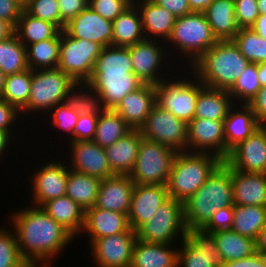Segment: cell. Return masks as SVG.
<instances>
[{
  "mask_svg": "<svg viewBox=\"0 0 266 267\" xmlns=\"http://www.w3.org/2000/svg\"><path fill=\"white\" fill-rule=\"evenodd\" d=\"M233 41L250 63H266V39L261 38L251 28L239 29Z\"/></svg>",
  "mask_w": 266,
  "mask_h": 267,
  "instance_id": "f6af8a7d",
  "label": "cell"
},
{
  "mask_svg": "<svg viewBox=\"0 0 266 267\" xmlns=\"http://www.w3.org/2000/svg\"><path fill=\"white\" fill-rule=\"evenodd\" d=\"M29 69L27 48L13 32L6 39L0 40V70L7 76Z\"/></svg>",
  "mask_w": 266,
  "mask_h": 267,
  "instance_id": "f35d334b",
  "label": "cell"
},
{
  "mask_svg": "<svg viewBox=\"0 0 266 267\" xmlns=\"http://www.w3.org/2000/svg\"><path fill=\"white\" fill-rule=\"evenodd\" d=\"M24 9L32 16L52 22L61 30L65 23L61 19L58 0H25Z\"/></svg>",
  "mask_w": 266,
  "mask_h": 267,
  "instance_id": "c3c4849f",
  "label": "cell"
},
{
  "mask_svg": "<svg viewBox=\"0 0 266 267\" xmlns=\"http://www.w3.org/2000/svg\"><path fill=\"white\" fill-rule=\"evenodd\" d=\"M139 130L144 139L167 145L177 152L187 151V123L157 104Z\"/></svg>",
  "mask_w": 266,
  "mask_h": 267,
  "instance_id": "5bb4252c",
  "label": "cell"
},
{
  "mask_svg": "<svg viewBox=\"0 0 266 267\" xmlns=\"http://www.w3.org/2000/svg\"><path fill=\"white\" fill-rule=\"evenodd\" d=\"M250 62L233 40L217 41L188 70L205 86L229 91Z\"/></svg>",
  "mask_w": 266,
  "mask_h": 267,
  "instance_id": "3957f363",
  "label": "cell"
},
{
  "mask_svg": "<svg viewBox=\"0 0 266 267\" xmlns=\"http://www.w3.org/2000/svg\"><path fill=\"white\" fill-rule=\"evenodd\" d=\"M23 10L24 3L21 0H0V19L5 20L13 28Z\"/></svg>",
  "mask_w": 266,
  "mask_h": 267,
  "instance_id": "db71d44e",
  "label": "cell"
},
{
  "mask_svg": "<svg viewBox=\"0 0 266 267\" xmlns=\"http://www.w3.org/2000/svg\"><path fill=\"white\" fill-rule=\"evenodd\" d=\"M13 210L7 216L8 225L16 234L20 254L31 267L54 265L56 258L75 243L76 238L42 207L29 204Z\"/></svg>",
  "mask_w": 266,
  "mask_h": 267,
  "instance_id": "6da1fadb",
  "label": "cell"
},
{
  "mask_svg": "<svg viewBox=\"0 0 266 267\" xmlns=\"http://www.w3.org/2000/svg\"><path fill=\"white\" fill-rule=\"evenodd\" d=\"M6 224H0V267H31L20 254L14 230Z\"/></svg>",
  "mask_w": 266,
  "mask_h": 267,
  "instance_id": "bcb514c9",
  "label": "cell"
},
{
  "mask_svg": "<svg viewBox=\"0 0 266 267\" xmlns=\"http://www.w3.org/2000/svg\"><path fill=\"white\" fill-rule=\"evenodd\" d=\"M63 30L75 39L97 42L103 47L112 45V21L101 17L89 6L70 20Z\"/></svg>",
  "mask_w": 266,
  "mask_h": 267,
  "instance_id": "44dd1931",
  "label": "cell"
},
{
  "mask_svg": "<svg viewBox=\"0 0 266 267\" xmlns=\"http://www.w3.org/2000/svg\"><path fill=\"white\" fill-rule=\"evenodd\" d=\"M220 267H266V256L256 252L240 260L223 262Z\"/></svg>",
  "mask_w": 266,
  "mask_h": 267,
  "instance_id": "680465c9",
  "label": "cell"
},
{
  "mask_svg": "<svg viewBox=\"0 0 266 267\" xmlns=\"http://www.w3.org/2000/svg\"><path fill=\"white\" fill-rule=\"evenodd\" d=\"M35 267H55V265H41V266H35Z\"/></svg>",
  "mask_w": 266,
  "mask_h": 267,
  "instance_id": "89a4df30",
  "label": "cell"
},
{
  "mask_svg": "<svg viewBox=\"0 0 266 267\" xmlns=\"http://www.w3.org/2000/svg\"><path fill=\"white\" fill-rule=\"evenodd\" d=\"M155 104V85L143 83L139 88L128 93L113 110L133 130H139Z\"/></svg>",
  "mask_w": 266,
  "mask_h": 267,
  "instance_id": "7402d4cb",
  "label": "cell"
},
{
  "mask_svg": "<svg viewBox=\"0 0 266 267\" xmlns=\"http://www.w3.org/2000/svg\"><path fill=\"white\" fill-rule=\"evenodd\" d=\"M223 260L212 233L187 229L179 243L177 267H220Z\"/></svg>",
  "mask_w": 266,
  "mask_h": 267,
  "instance_id": "9a60e30c",
  "label": "cell"
},
{
  "mask_svg": "<svg viewBox=\"0 0 266 267\" xmlns=\"http://www.w3.org/2000/svg\"><path fill=\"white\" fill-rule=\"evenodd\" d=\"M42 209L56 222L67 229L76 239L83 230L85 210L68 196L48 200Z\"/></svg>",
  "mask_w": 266,
  "mask_h": 267,
  "instance_id": "f546056e",
  "label": "cell"
},
{
  "mask_svg": "<svg viewBox=\"0 0 266 267\" xmlns=\"http://www.w3.org/2000/svg\"><path fill=\"white\" fill-rule=\"evenodd\" d=\"M216 43L217 39L203 12L177 17L165 42L171 59L180 69H188Z\"/></svg>",
  "mask_w": 266,
  "mask_h": 267,
  "instance_id": "5b68a950",
  "label": "cell"
},
{
  "mask_svg": "<svg viewBox=\"0 0 266 267\" xmlns=\"http://www.w3.org/2000/svg\"><path fill=\"white\" fill-rule=\"evenodd\" d=\"M45 116L46 117L42 118L43 122L39 121L41 124L43 123L44 128H46L45 126L51 125L49 126L50 127L49 132L52 131L51 134L53 133V131L55 133L59 132L60 133L59 136H61L62 134L61 138L63 139L62 141H64L63 143L66 144L67 142H73V129L78 121L79 114L73 111L69 107L67 102L60 103L57 106L53 107ZM46 119H48V121L45 122ZM44 122L46 123L45 126H44L45 124ZM64 133L65 135H63ZM64 138L66 139L64 140Z\"/></svg>",
  "mask_w": 266,
  "mask_h": 267,
  "instance_id": "7bdbcfd3",
  "label": "cell"
},
{
  "mask_svg": "<svg viewBox=\"0 0 266 267\" xmlns=\"http://www.w3.org/2000/svg\"><path fill=\"white\" fill-rule=\"evenodd\" d=\"M183 202L167 199L136 232L137 239L155 244H179L186 238Z\"/></svg>",
  "mask_w": 266,
  "mask_h": 267,
  "instance_id": "8fae6325",
  "label": "cell"
},
{
  "mask_svg": "<svg viewBox=\"0 0 266 267\" xmlns=\"http://www.w3.org/2000/svg\"><path fill=\"white\" fill-rule=\"evenodd\" d=\"M177 153L167 145L142 138L129 177L135 184L167 185Z\"/></svg>",
  "mask_w": 266,
  "mask_h": 267,
  "instance_id": "7c38bea8",
  "label": "cell"
},
{
  "mask_svg": "<svg viewBox=\"0 0 266 267\" xmlns=\"http://www.w3.org/2000/svg\"><path fill=\"white\" fill-rule=\"evenodd\" d=\"M249 106L252 108L260 126H266V86L258 91Z\"/></svg>",
  "mask_w": 266,
  "mask_h": 267,
  "instance_id": "6f0895ef",
  "label": "cell"
},
{
  "mask_svg": "<svg viewBox=\"0 0 266 267\" xmlns=\"http://www.w3.org/2000/svg\"><path fill=\"white\" fill-rule=\"evenodd\" d=\"M5 77L6 75L0 70V98L4 90Z\"/></svg>",
  "mask_w": 266,
  "mask_h": 267,
  "instance_id": "a7ac6f4b",
  "label": "cell"
},
{
  "mask_svg": "<svg viewBox=\"0 0 266 267\" xmlns=\"http://www.w3.org/2000/svg\"><path fill=\"white\" fill-rule=\"evenodd\" d=\"M233 224V206L216 209L208 223L202 228L205 232L214 233L231 229Z\"/></svg>",
  "mask_w": 266,
  "mask_h": 267,
  "instance_id": "f5cc1de1",
  "label": "cell"
},
{
  "mask_svg": "<svg viewBox=\"0 0 266 267\" xmlns=\"http://www.w3.org/2000/svg\"><path fill=\"white\" fill-rule=\"evenodd\" d=\"M262 88L256 63H250L228 91L234 104L249 105Z\"/></svg>",
  "mask_w": 266,
  "mask_h": 267,
  "instance_id": "ee69618b",
  "label": "cell"
},
{
  "mask_svg": "<svg viewBox=\"0 0 266 267\" xmlns=\"http://www.w3.org/2000/svg\"><path fill=\"white\" fill-rule=\"evenodd\" d=\"M178 244H155L136 240L130 267H177Z\"/></svg>",
  "mask_w": 266,
  "mask_h": 267,
  "instance_id": "83f0119b",
  "label": "cell"
},
{
  "mask_svg": "<svg viewBox=\"0 0 266 267\" xmlns=\"http://www.w3.org/2000/svg\"><path fill=\"white\" fill-rule=\"evenodd\" d=\"M16 141H17V143H14ZM17 144L19 146L22 145L21 143H18V140L9 131H3L0 129V163L3 162L1 160L6 161V156L7 155L9 156V154L11 152H13L12 151L13 149H16V150L18 149L17 146L15 147V145H17ZM11 147H12V149H11ZM9 151H11V152H9Z\"/></svg>",
  "mask_w": 266,
  "mask_h": 267,
  "instance_id": "91938a15",
  "label": "cell"
},
{
  "mask_svg": "<svg viewBox=\"0 0 266 267\" xmlns=\"http://www.w3.org/2000/svg\"><path fill=\"white\" fill-rule=\"evenodd\" d=\"M102 179L83 173L68 171L66 196L78 203L85 211L94 207Z\"/></svg>",
  "mask_w": 266,
  "mask_h": 267,
  "instance_id": "d590c367",
  "label": "cell"
},
{
  "mask_svg": "<svg viewBox=\"0 0 266 267\" xmlns=\"http://www.w3.org/2000/svg\"><path fill=\"white\" fill-rule=\"evenodd\" d=\"M67 143L65 147L63 146L66 150L63 149V154L61 153L59 155H62L61 158L65 156L66 158L64 157V159L66 161L69 160L67 162L69 169L99 179H105L115 175L110 169L105 148H102L93 140Z\"/></svg>",
  "mask_w": 266,
  "mask_h": 267,
  "instance_id": "e0dca14e",
  "label": "cell"
},
{
  "mask_svg": "<svg viewBox=\"0 0 266 267\" xmlns=\"http://www.w3.org/2000/svg\"><path fill=\"white\" fill-rule=\"evenodd\" d=\"M142 138L140 130H132L105 148L110 169L114 174H130L137 159Z\"/></svg>",
  "mask_w": 266,
  "mask_h": 267,
  "instance_id": "f1b7e54d",
  "label": "cell"
},
{
  "mask_svg": "<svg viewBox=\"0 0 266 267\" xmlns=\"http://www.w3.org/2000/svg\"><path fill=\"white\" fill-rule=\"evenodd\" d=\"M233 202L266 207V174L247 173L231 167Z\"/></svg>",
  "mask_w": 266,
  "mask_h": 267,
  "instance_id": "484cf974",
  "label": "cell"
},
{
  "mask_svg": "<svg viewBox=\"0 0 266 267\" xmlns=\"http://www.w3.org/2000/svg\"><path fill=\"white\" fill-rule=\"evenodd\" d=\"M258 69V79L261 83V86H266V63L257 64Z\"/></svg>",
  "mask_w": 266,
  "mask_h": 267,
  "instance_id": "03108f58",
  "label": "cell"
},
{
  "mask_svg": "<svg viewBox=\"0 0 266 267\" xmlns=\"http://www.w3.org/2000/svg\"><path fill=\"white\" fill-rule=\"evenodd\" d=\"M155 88L158 106L187 124L194 119L199 80L188 69L181 68L172 77L156 84Z\"/></svg>",
  "mask_w": 266,
  "mask_h": 267,
  "instance_id": "ba28073f",
  "label": "cell"
},
{
  "mask_svg": "<svg viewBox=\"0 0 266 267\" xmlns=\"http://www.w3.org/2000/svg\"><path fill=\"white\" fill-rule=\"evenodd\" d=\"M217 41L233 40L239 31L234 0H214L203 12Z\"/></svg>",
  "mask_w": 266,
  "mask_h": 267,
  "instance_id": "1f68e13d",
  "label": "cell"
},
{
  "mask_svg": "<svg viewBox=\"0 0 266 267\" xmlns=\"http://www.w3.org/2000/svg\"><path fill=\"white\" fill-rule=\"evenodd\" d=\"M251 29L261 38L266 39V14L259 15Z\"/></svg>",
  "mask_w": 266,
  "mask_h": 267,
  "instance_id": "94428289",
  "label": "cell"
},
{
  "mask_svg": "<svg viewBox=\"0 0 266 267\" xmlns=\"http://www.w3.org/2000/svg\"><path fill=\"white\" fill-rule=\"evenodd\" d=\"M214 0H188L192 12H204Z\"/></svg>",
  "mask_w": 266,
  "mask_h": 267,
  "instance_id": "be15d7a7",
  "label": "cell"
},
{
  "mask_svg": "<svg viewBox=\"0 0 266 267\" xmlns=\"http://www.w3.org/2000/svg\"><path fill=\"white\" fill-rule=\"evenodd\" d=\"M86 84L99 94L105 109H114L143 83L133 72L128 47L111 45L103 47Z\"/></svg>",
  "mask_w": 266,
  "mask_h": 267,
  "instance_id": "7a4b0ae2",
  "label": "cell"
},
{
  "mask_svg": "<svg viewBox=\"0 0 266 267\" xmlns=\"http://www.w3.org/2000/svg\"><path fill=\"white\" fill-rule=\"evenodd\" d=\"M224 162L237 171L266 174V126L234 146Z\"/></svg>",
  "mask_w": 266,
  "mask_h": 267,
  "instance_id": "ac0fdd59",
  "label": "cell"
},
{
  "mask_svg": "<svg viewBox=\"0 0 266 267\" xmlns=\"http://www.w3.org/2000/svg\"><path fill=\"white\" fill-rule=\"evenodd\" d=\"M112 24V46L129 47L146 39L141 15L134 3L112 21Z\"/></svg>",
  "mask_w": 266,
  "mask_h": 267,
  "instance_id": "d6a6232c",
  "label": "cell"
},
{
  "mask_svg": "<svg viewBox=\"0 0 266 267\" xmlns=\"http://www.w3.org/2000/svg\"><path fill=\"white\" fill-rule=\"evenodd\" d=\"M266 221V207L255 205L233 206V224L231 229L256 240Z\"/></svg>",
  "mask_w": 266,
  "mask_h": 267,
  "instance_id": "8d00e7d4",
  "label": "cell"
},
{
  "mask_svg": "<svg viewBox=\"0 0 266 267\" xmlns=\"http://www.w3.org/2000/svg\"><path fill=\"white\" fill-rule=\"evenodd\" d=\"M133 129L113 109H105L98 117L93 141L102 148L114 144Z\"/></svg>",
  "mask_w": 266,
  "mask_h": 267,
  "instance_id": "74e56055",
  "label": "cell"
},
{
  "mask_svg": "<svg viewBox=\"0 0 266 267\" xmlns=\"http://www.w3.org/2000/svg\"><path fill=\"white\" fill-rule=\"evenodd\" d=\"M52 150L54 152L56 151L54 154L55 158L52 156L53 152L50 153V156V154L48 155V153L40 151L42 155L44 154V157L45 154H47L46 156L48 157H43L42 160L45 159L44 161H37V163L41 164H39V167L37 163L30 166L34 167V170L31 168L33 172H31L32 175L28 174L30 177L29 182L26 181V183H28L26 186L30 189L29 192L31 191L29 194V196H31L29 199L30 205L41 207L48 200L66 195L69 167L65 159L59 158L61 156L58 154L62 152V150H55V148ZM57 151H59L58 154ZM29 184L30 186H28Z\"/></svg>",
  "mask_w": 266,
  "mask_h": 267,
  "instance_id": "9c48e42d",
  "label": "cell"
},
{
  "mask_svg": "<svg viewBox=\"0 0 266 267\" xmlns=\"http://www.w3.org/2000/svg\"><path fill=\"white\" fill-rule=\"evenodd\" d=\"M137 232L128 231L95 239L90 248L91 262L95 267H130Z\"/></svg>",
  "mask_w": 266,
  "mask_h": 267,
  "instance_id": "2e32d148",
  "label": "cell"
},
{
  "mask_svg": "<svg viewBox=\"0 0 266 267\" xmlns=\"http://www.w3.org/2000/svg\"><path fill=\"white\" fill-rule=\"evenodd\" d=\"M99 115H79L73 129V142L93 140Z\"/></svg>",
  "mask_w": 266,
  "mask_h": 267,
  "instance_id": "816d5d0a",
  "label": "cell"
},
{
  "mask_svg": "<svg viewBox=\"0 0 266 267\" xmlns=\"http://www.w3.org/2000/svg\"><path fill=\"white\" fill-rule=\"evenodd\" d=\"M130 229L128 216L98 207H92L85 211V222L81 236H86L87 244L95 239L108 237Z\"/></svg>",
  "mask_w": 266,
  "mask_h": 267,
  "instance_id": "603a6c76",
  "label": "cell"
},
{
  "mask_svg": "<svg viewBox=\"0 0 266 267\" xmlns=\"http://www.w3.org/2000/svg\"><path fill=\"white\" fill-rule=\"evenodd\" d=\"M235 18L238 27L251 28L260 15L257 0H234Z\"/></svg>",
  "mask_w": 266,
  "mask_h": 267,
  "instance_id": "f907efd6",
  "label": "cell"
},
{
  "mask_svg": "<svg viewBox=\"0 0 266 267\" xmlns=\"http://www.w3.org/2000/svg\"><path fill=\"white\" fill-rule=\"evenodd\" d=\"M234 102L227 90L211 88L199 81L194 118L224 121Z\"/></svg>",
  "mask_w": 266,
  "mask_h": 267,
  "instance_id": "4dcf8cb0",
  "label": "cell"
},
{
  "mask_svg": "<svg viewBox=\"0 0 266 267\" xmlns=\"http://www.w3.org/2000/svg\"><path fill=\"white\" fill-rule=\"evenodd\" d=\"M222 162L210 153L178 152L167 182L169 197L184 203Z\"/></svg>",
  "mask_w": 266,
  "mask_h": 267,
  "instance_id": "52a82bcc",
  "label": "cell"
},
{
  "mask_svg": "<svg viewBox=\"0 0 266 267\" xmlns=\"http://www.w3.org/2000/svg\"><path fill=\"white\" fill-rule=\"evenodd\" d=\"M259 14H266V0H257Z\"/></svg>",
  "mask_w": 266,
  "mask_h": 267,
  "instance_id": "003e7915",
  "label": "cell"
},
{
  "mask_svg": "<svg viewBox=\"0 0 266 267\" xmlns=\"http://www.w3.org/2000/svg\"><path fill=\"white\" fill-rule=\"evenodd\" d=\"M134 185L129 175L115 174L102 179L94 206L128 216Z\"/></svg>",
  "mask_w": 266,
  "mask_h": 267,
  "instance_id": "cb8c5ba5",
  "label": "cell"
},
{
  "mask_svg": "<svg viewBox=\"0 0 266 267\" xmlns=\"http://www.w3.org/2000/svg\"><path fill=\"white\" fill-rule=\"evenodd\" d=\"M103 46L85 39H75L61 30L58 68L76 83H86Z\"/></svg>",
  "mask_w": 266,
  "mask_h": 267,
  "instance_id": "4fadbf2b",
  "label": "cell"
},
{
  "mask_svg": "<svg viewBox=\"0 0 266 267\" xmlns=\"http://www.w3.org/2000/svg\"><path fill=\"white\" fill-rule=\"evenodd\" d=\"M234 206L231 167L224 161L204 185L183 203L187 229H202L219 208Z\"/></svg>",
  "mask_w": 266,
  "mask_h": 267,
  "instance_id": "277c9868",
  "label": "cell"
},
{
  "mask_svg": "<svg viewBox=\"0 0 266 267\" xmlns=\"http://www.w3.org/2000/svg\"><path fill=\"white\" fill-rule=\"evenodd\" d=\"M141 15L146 39L166 42L171 35L176 17L151 0H133Z\"/></svg>",
  "mask_w": 266,
  "mask_h": 267,
  "instance_id": "d4e9b609",
  "label": "cell"
},
{
  "mask_svg": "<svg viewBox=\"0 0 266 267\" xmlns=\"http://www.w3.org/2000/svg\"><path fill=\"white\" fill-rule=\"evenodd\" d=\"M60 32L61 29L57 25L32 16L25 9L14 27V33L25 47L52 39Z\"/></svg>",
  "mask_w": 266,
  "mask_h": 267,
  "instance_id": "836d02e7",
  "label": "cell"
},
{
  "mask_svg": "<svg viewBox=\"0 0 266 267\" xmlns=\"http://www.w3.org/2000/svg\"><path fill=\"white\" fill-rule=\"evenodd\" d=\"M66 102L79 115H100L105 110L99 94L86 83H77Z\"/></svg>",
  "mask_w": 266,
  "mask_h": 267,
  "instance_id": "b9f144b4",
  "label": "cell"
},
{
  "mask_svg": "<svg viewBox=\"0 0 266 267\" xmlns=\"http://www.w3.org/2000/svg\"><path fill=\"white\" fill-rule=\"evenodd\" d=\"M26 124L27 123H25V121H23L21 112L16 107L11 105L10 103L5 101L4 99L0 98V129L3 131H9L19 141V143L24 144L25 142L23 139L30 138L32 141L33 139L31 137H33L35 134H36L35 136H37V134H38L35 131H33V133H32V130H34V129H31L32 127H30ZM17 126L19 127V129ZM26 127L28 129L29 128L30 129L28 130V129H26ZM17 129H18V131H17ZM28 131H30L32 133L31 135H29L30 137L27 136V134L29 133ZM25 136H27V137H25ZM18 138H20V140H22V141L20 142V140Z\"/></svg>",
  "mask_w": 266,
  "mask_h": 267,
  "instance_id": "7dc6e473",
  "label": "cell"
},
{
  "mask_svg": "<svg viewBox=\"0 0 266 267\" xmlns=\"http://www.w3.org/2000/svg\"><path fill=\"white\" fill-rule=\"evenodd\" d=\"M76 84L68 74L58 67L32 70L30 97L27 106L21 111L23 120L33 128L34 125L32 123L36 119L35 127L38 128L37 125H40L38 124L39 119L42 121V118L53 107L66 102L69 91Z\"/></svg>",
  "mask_w": 266,
  "mask_h": 267,
  "instance_id": "8992f818",
  "label": "cell"
},
{
  "mask_svg": "<svg viewBox=\"0 0 266 267\" xmlns=\"http://www.w3.org/2000/svg\"><path fill=\"white\" fill-rule=\"evenodd\" d=\"M89 0H58L62 21L67 24L88 7Z\"/></svg>",
  "mask_w": 266,
  "mask_h": 267,
  "instance_id": "11a10c76",
  "label": "cell"
},
{
  "mask_svg": "<svg viewBox=\"0 0 266 267\" xmlns=\"http://www.w3.org/2000/svg\"><path fill=\"white\" fill-rule=\"evenodd\" d=\"M61 32L54 38L28 45L27 64L31 70L58 67Z\"/></svg>",
  "mask_w": 266,
  "mask_h": 267,
  "instance_id": "ab89813d",
  "label": "cell"
},
{
  "mask_svg": "<svg viewBox=\"0 0 266 267\" xmlns=\"http://www.w3.org/2000/svg\"><path fill=\"white\" fill-rule=\"evenodd\" d=\"M169 198L167 185L135 184L128 213L130 228L137 231Z\"/></svg>",
  "mask_w": 266,
  "mask_h": 267,
  "instance_id": "ffe728a7",
  "label": "cell"
},
{
  "mask_svg": "<svg viewBox=\"0 0 266 267\" xmlns=\"http://www.w3.org/2000/svg\"><path fill=\"white\" fill-rule=\"evenodd\" d=\"M14 32V28L5 20L0 19V40L6 39Z\"/></svg>",
  "mask_w": 266,
  "mask_h": 267,
  "instance_id": "e7e4bbea",
  "label": "cell"
},
{
  "mask_svg": "<svg viewBox=\"0 0 266 267\" xmlns=\"http://www.w3.org/2000/svg\"><path fill=\"white\" fill-rule=\"evenodd\" d=\"M256 248L257 252L266 256V221L261 229V232L259 233L258 238L256 239Z\"/></svg>",
  "mask_w": 266,
  "mask_h": 267,
  "instance_id": "6125c7cd",
  "label": "cell"
},
{
  "mask_svg": "<svg viewBox=\"0 0 266 267\" xmlns=\"http://www.w3.org/2000/svg\"><path fill=\"white\" fill-rule=\"evenodd\" d=\"M133 4V0H89L88 6L101 17L114 21Z\"/></svg>",
  "mask_w": 266,
  "mask_h": 267,
  "instance_id": "681fc988",
  "label": "cell"
},
{
  "mask_svg": "<svg viewBox=\"0 0 266 267\" xmlns=\"http://www.w3.org/2000/svg\"><path fill=\"white\" fill-rule=\"evenodd\" d=\"M128 50L133 64V72L142 83L156 85L180 70L177 66L173 67L175 63L163 41L144 39L129 46ZM170 61L172 62L170 63Z\"/></svg>",
  "mask_w": 266,
  "mask_h": 267,
  "instance_id": "30bf717a",
  "label": "cell"
},
{
  "mask_svg": "<svg viewBox=\"0 0 266 267\" xmlns=\"http://www.w3.org/2000/svg\"><path fill=\"white\" fill-rule=\"evenodd\" d=\"M32 70L7 75L1 99H4L20 112L27 106L31 93Z\"/></svg>",
  "mask_w": 266,
  "mask_h": 267,
  "instance_id": "60d3db41",
  "label": "cell"
},
{
  "mask_svg": "<svg viewBox=\"0 0 266 267\" xmlns=\"http://www.w3.org/2000/svg\"><path fill=\"white\" fill-rule=\"evenodd\" d=\"M260 126L252 108L245 104H234L224 120L226 157L238 143L244 141Z\"/></svg>",
  "mask_w": 266,
  "mask_h": 267,
  "instance_id": "4316f807",
  "label": "cell"
},
{
  "mask_svg": "<svg viewBox=\"0 0 266 267\" xmlns=\"http://www.w3.org/2000/svg\"><path fill=\"white\" fill-rule=\"evenodd\" d=\"M187 152L226 158L224 121L194 118L187 124Z\"/></svg>",
  "mask_w": 266,
  "mask_h": 267,
  "instance_id": "d6986e66",
  "label": "cell"
},
{
  "mask_svg": "<svg viewBox=\"0 0 266 267\" xmlns=\"http://www.w3.org/2000/svg\"><path fill=\"white\" fill-rule=\"evenodd\" d=\"M223 262L240 260L257 252L256 240L242 236L232 229L212 233Z\"/></svg>",
  "mask_w": 266,
  "mask_h": 267,
  "instance_id": "e575fe53",
  "label": "cell"
},
{
  "mask_svg": "<svg viewBox=\"0 0 266 267\" xmlns=\"http://www.w3.org/2000/svg\"><path fill=\"white\" fill-rule=\"evenodd\" d=\"M170 11L176 18L192 13L188 0H151Z\"/></svg>",
  "mask_w": 266,
  "mask_h": 267,
  "instance_id": "9f6ffc18",
  "label": "cell"
}]
</instances>
